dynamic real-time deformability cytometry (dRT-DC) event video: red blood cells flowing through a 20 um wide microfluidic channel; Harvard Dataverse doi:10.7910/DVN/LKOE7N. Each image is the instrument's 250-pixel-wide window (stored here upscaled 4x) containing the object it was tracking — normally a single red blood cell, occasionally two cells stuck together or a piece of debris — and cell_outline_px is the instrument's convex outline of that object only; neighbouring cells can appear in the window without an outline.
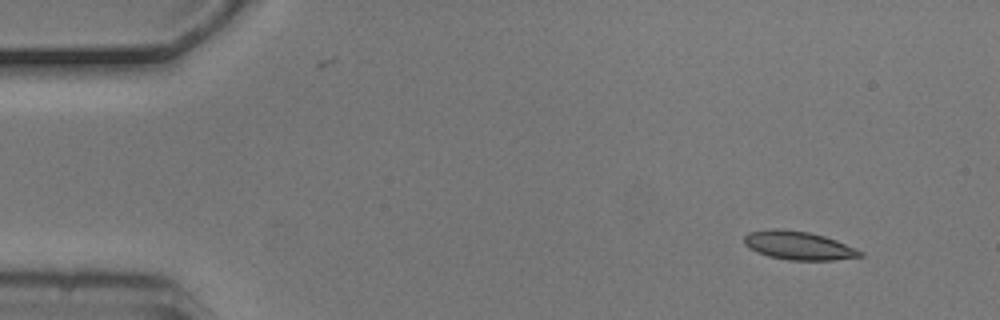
{"species": "common noctule bat (a hibernating species)", "species_latin": "Nyctalus noctula", "temperature_condition": "cold", "stored_images_in_passage": 4, "camera_frame_rate_fps": 3000, "um_per_image_px": 0.085, "animal": {"sex": "male", "body_mass_g": 20.5, "forearm_length_mm": 52.5}, "frame": {"image": 1, "passage_image": 1, "time_ms": 0.0, "image_size_px": [1000, 320], "cell_outline_px": [[864, 256], [832, 260], [788, 260], [768, 256], [756, 252], [748, 248], [744, 244], [744, 236], [748, 232], [772, 228], [780, 228], [808, 232], [824, 236], [836, 240], [856, 248], [864, 252]], "centroid_in_image_um": [67.85, 20.86], "position_along_channel_um": 17.1, "area_um2": 19.42}}
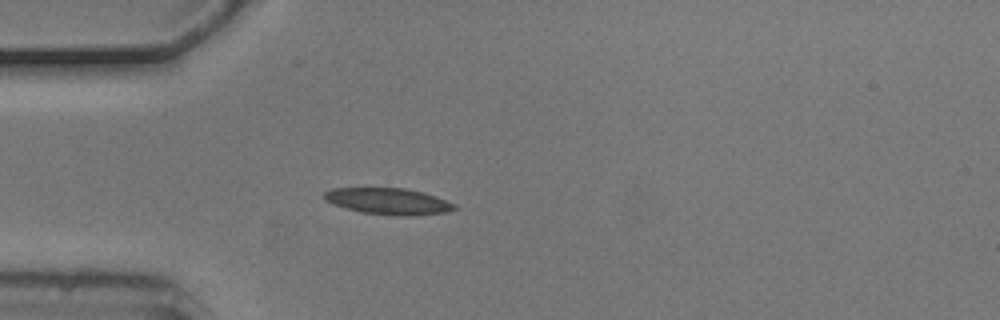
{"frame": {"image": 2, "passage_image": 4, "time_ms": 1.0, "image_size_px": [1000, 320], "cell_outline_px": [[456, 208], [444, 212], [416, 216], [400, 216], [360, 212], [332, 204], [324, 200], [324, 192], [332, 188], [404, 188], [436, 196], [456, 204]], "centroid_in_image_um": [32.98, 17.11], "position_along_channel_um": 52.0, "area_um2": 20.0}}